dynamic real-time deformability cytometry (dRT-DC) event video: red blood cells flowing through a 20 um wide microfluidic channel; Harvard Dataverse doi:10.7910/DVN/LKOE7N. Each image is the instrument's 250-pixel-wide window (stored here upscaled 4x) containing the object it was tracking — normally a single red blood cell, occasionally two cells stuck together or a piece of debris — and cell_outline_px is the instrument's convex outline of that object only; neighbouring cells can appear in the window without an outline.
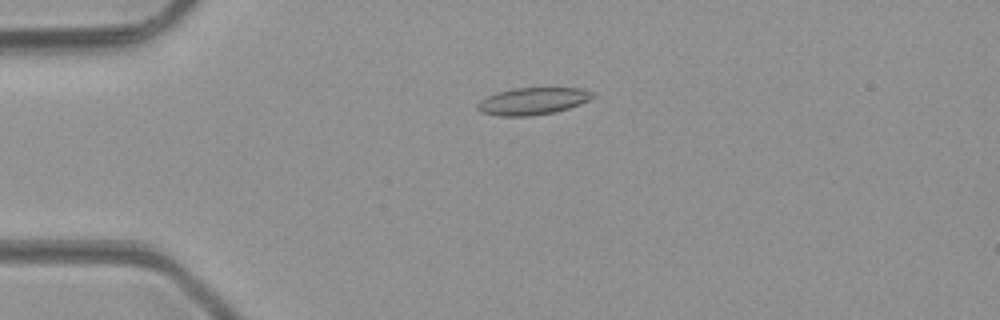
{"species": "common noctule bat (a hibernating species)", "species_latin": "Nyctalus noctula", "temperature_condition": "room temperature", "stored_images_in_passage": 5, "camera_frame_rate_fps": 3000, "um_per_image_px": 0.085, "animal": {"sex": "male", "body_mass_g": 23.1, "forearm_length_mm": 52.7}, "frame": {"image": 1, "passage_image": 4, "time_ms": 3.333, "image_size_px": [1000, 320], "cell_outline_px": [[596, 96], [580, 104], [568, 108], [552, 112], [528, 116], [500, 116], [480, 112], [476, 108], [476, 104], [480, 100], [488, 96], [512, 88], [580, 88], [592, 92]], "centroid_in_image_um": [45.26, 8.59], "position_along_channel_um": 39.7, "area_um2": 18.03}}